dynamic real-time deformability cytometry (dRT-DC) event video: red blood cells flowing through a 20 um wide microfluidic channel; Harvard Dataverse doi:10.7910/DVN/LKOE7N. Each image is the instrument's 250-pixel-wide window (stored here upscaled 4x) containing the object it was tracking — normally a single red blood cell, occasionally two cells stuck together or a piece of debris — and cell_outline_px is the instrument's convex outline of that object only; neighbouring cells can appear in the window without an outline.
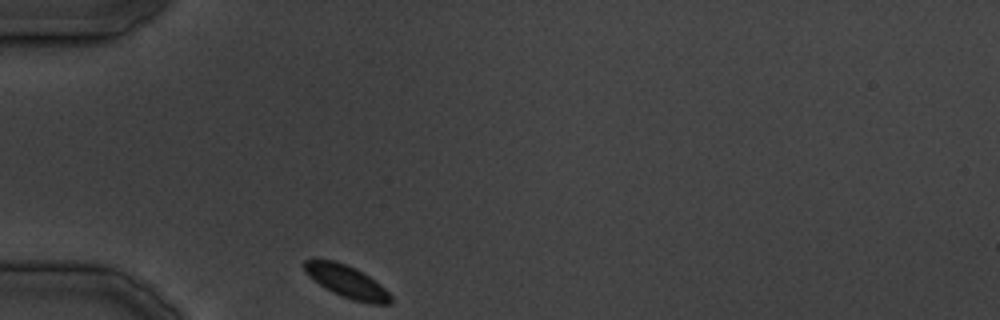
{"species": "common noctule bat (a hibernating species)", "species_latin": "Nyctalus noctula", "temperature_condition": "cold", "stored_images_in_passage": 23, "camera_frame_rate_fps": 3000, "um_per_image_px": 0.085, "animal": {"sex": "male", "body_mass_g": 19.5, "forearm_length_mm": 54.6}, "frame": {"image": 1, "passage_image": 1, "time_ms": 0.0, "image_size_px": [1000, 320], "cell_outline_px": [[392, 300], [388, 304], [372, 304], [352, 300], [332, 292], [324, 288], [304, 272], [304, 260], [336, 260], [356, 268], [380, 284], [392, 296]], "centroid_in_image_um": [29.47, 23.93], "position_along_channel_um": 55.5, "area_um2": 16.24}}
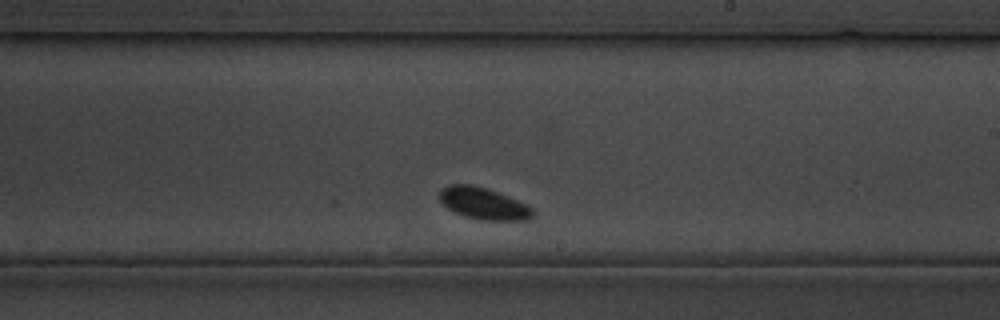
{"frame": {"image": 2, "passage_image": 14, "time_ms": 15.667, "image_size_px": [1000, 320], "cell_outline_px": [[532, 220], [484, 220], [464, 216], [448, 208], [440, 200], [440, 192], [448, 184], [472, 184], [496, 192], [516, 200], [532, 208]], "centroid_in_image_um": [41.09, 17.3], "position_along_channel_um": 247.9, "area_um2": 16.82}}